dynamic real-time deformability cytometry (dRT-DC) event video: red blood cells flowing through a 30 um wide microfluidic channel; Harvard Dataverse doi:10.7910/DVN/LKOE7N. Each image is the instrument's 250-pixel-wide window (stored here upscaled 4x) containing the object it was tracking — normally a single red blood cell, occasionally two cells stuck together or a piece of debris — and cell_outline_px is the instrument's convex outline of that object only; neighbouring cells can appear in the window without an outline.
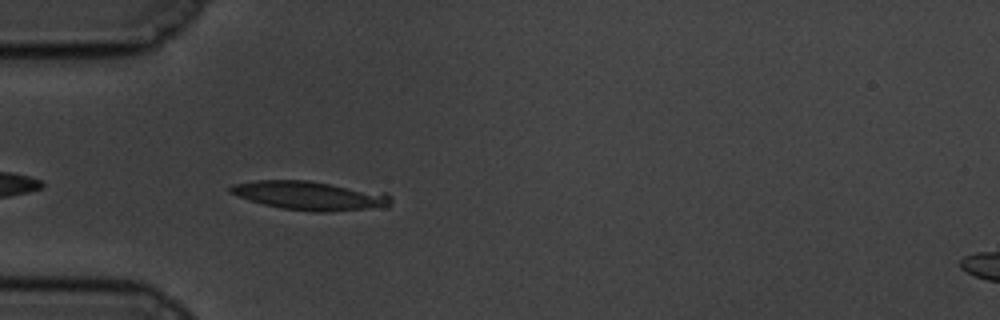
{"species": "common noctule bat (a hibernating species)", "species_latin": "Nyctalus noctula", "temperature_condition": "cold", "stored_images_in_passage": 42, "camera_frame_rate_fps": 3000, "um_per_image_px": 0.085, "animal": {"sex": "male", "body_mass_g": 19.5, "forearm_length_mm": 54.6}, "frame": {"image": 1, "passage_image": 3, "time_ms": 0.667, "image_size_px": [1000, 320], "cell_outline_px": [[392, 204], [388, 208], [328, 212], [316, 212], [280, 208], [264, 204], [228, 192], [228, 188], [232, 184], [256, 180], [308, 180], [388, 192], [392, 196]], "centroid_in_image_um": [26.48, 16.63], "position_along_channel_um": 58.5, "area_um2": 27.63}}